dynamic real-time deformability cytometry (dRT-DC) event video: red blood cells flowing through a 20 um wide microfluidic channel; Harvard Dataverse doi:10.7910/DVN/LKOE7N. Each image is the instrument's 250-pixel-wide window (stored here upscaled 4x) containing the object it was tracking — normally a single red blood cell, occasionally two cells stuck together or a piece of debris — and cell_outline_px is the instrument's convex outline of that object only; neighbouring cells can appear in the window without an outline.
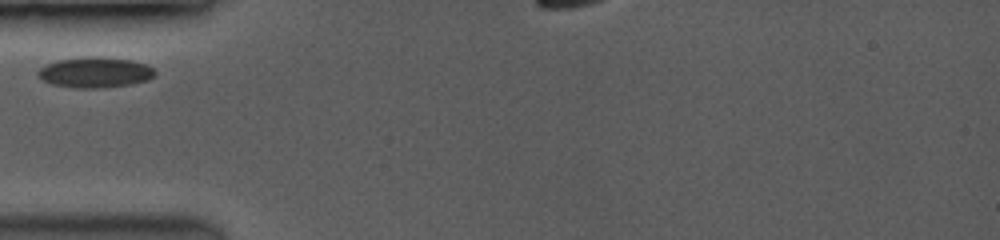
{"species": "common noctule bat (a hibernating species)", "species_latin": "Nyctalus noctula", "temperature_condition": "room temperature", "stored_images_in_passage": 40, "camera_frame_rate_fps": 3500, "um_per_image_px": 0.085, "animal": {"sex": "female", "body_mass_g": 19.0, "forearm_length_mm": 53.3}, "frame": {"image": 1, "passage_image": 1, "time_ms": 0.0, "image_size_px": [1000, 240], "cell_outline_px": [[156, 72], [148, 80], [132, 84], [96, 88], [80, 88], [52, 84], [44, 80], [36, 72], [40, 68], [56, 60], [92, 56], [100, 56], [132, 60], [144, 64], [152, 68]], "centroid_in_image_um": [8.09, 6.14], "position_along_channel_um": 76.9, "area_um2": 20.58}}
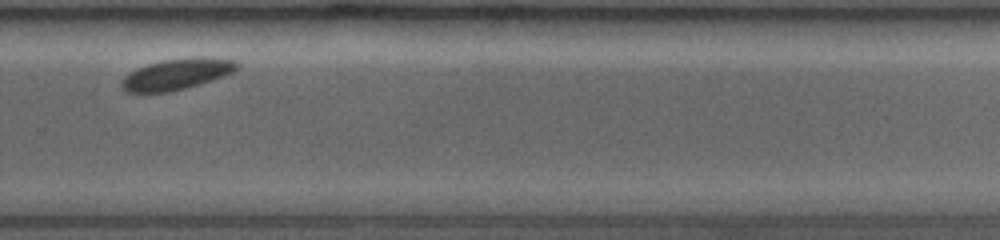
{"frame": {"image": 2, "passage_image": 31, "time_ms": 6.286, "image_size_px": [1000, 240], "cell_outline_px": [[236, 68], [232, 72], [184, 88], [168, 92], [124, 92], [120, 88], [120, 80], [124, 76], [148, 64], [164, 60], [204, 56], [232, 60], [236, 64]], "centroid_in_image_um": [14.92, 6.31], "position_along_channel_um": 314.9, "area_um2": 20.17}}
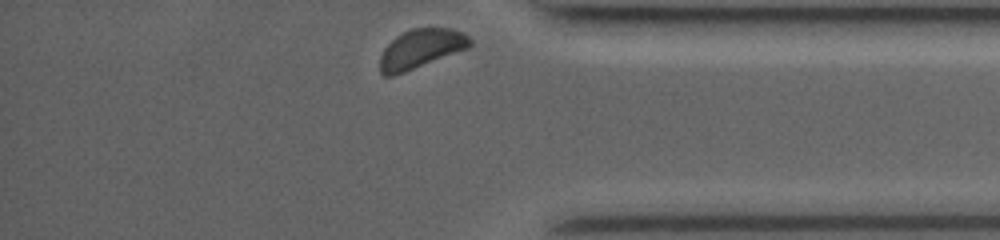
{"frame": {"image": 3, "passage_image": 40, "time_ms": 8.571, "image_size_px": [1000, 240], "cell_outline_px": [[472, 44], [468, 48], [404, 72], [392, 76], [384, 76], [380, 72], [380, 56], [384, 48], [396, 36], [412, 28], [452, 28], [468, 36], [472, 40]], "centroid_in_image_um": [35.76, 4.14], "position_along_channel_um": 399.4, "area_um2": 20.29}}